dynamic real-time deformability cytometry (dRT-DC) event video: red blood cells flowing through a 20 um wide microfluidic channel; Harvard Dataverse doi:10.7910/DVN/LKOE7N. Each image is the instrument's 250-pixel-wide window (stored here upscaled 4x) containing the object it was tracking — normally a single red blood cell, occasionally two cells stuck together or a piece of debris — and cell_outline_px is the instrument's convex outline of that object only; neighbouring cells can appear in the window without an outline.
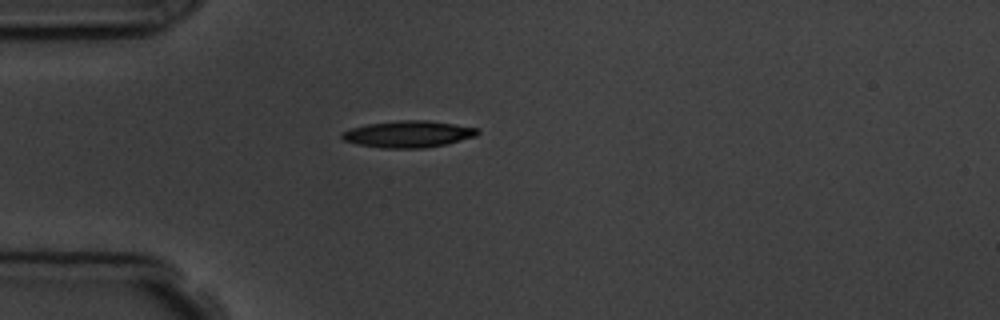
{"species": "common noctule bat (a hibernating species)", "species_latin": "Nyctalus noctula", "temperature_condition": "room temperature", "stored_images_in_passage": 5, "camera_frame_rate_fps": 3000, "um_per_image_px": 0.085, "animal": {"sex": "male", "body_mass_g": 19.5, "forearm_length_mm": 54.6}, "frame": {"image": 1, "passage_image": 4, "time_ms": 3.667, "image_size_px": [1000, 320], "cell_outline_px": [[480, 132], [476, 136], [448, 144], [424, 148], [384, 148], [356, 144], [344, 140], [340, 136], [340, 132], [352, 128], [368, 124], [404, 120], [428, 120], [480, 128]], "centroid_in_image_um": [34.73, 11.4], "position_along_channel_um": 50.3, "area_um2": 21.15}}